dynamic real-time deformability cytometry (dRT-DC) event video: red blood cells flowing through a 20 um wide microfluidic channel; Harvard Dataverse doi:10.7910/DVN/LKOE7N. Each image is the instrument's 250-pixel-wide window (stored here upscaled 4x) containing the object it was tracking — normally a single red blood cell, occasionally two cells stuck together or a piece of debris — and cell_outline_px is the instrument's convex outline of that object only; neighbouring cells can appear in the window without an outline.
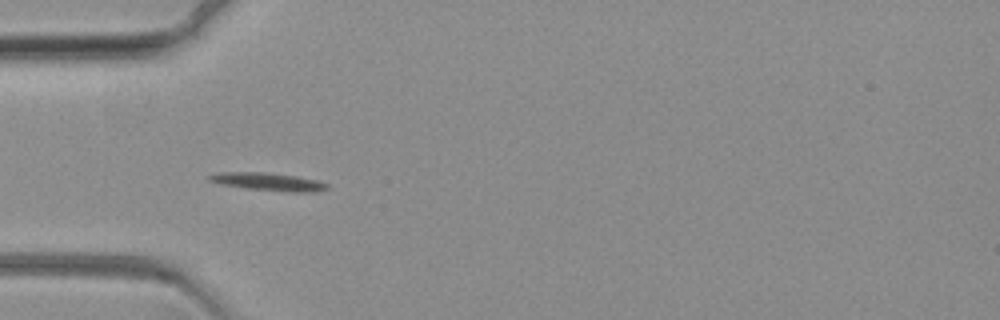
{"species": "common noctule bat (a hibernating species)", "species_latin": "Nyctalus noctula", "temperature_condition": "warm", "stored_images_in_passage": 28, "camera_frame_rate_fps": 3000, "um_per_image_px": 0.085, "animal": {"sex": "female", "body_mass_g": 19.3, "forearm_length_mm": 54.1}, "frame": {"image": 1, "passage_image": 24, "time_ms": 7.667, "image_size_px": [1000, 320], "cell_outline_px": [[328, 188], [316, 192], [292, 192], [248, 188], [220, 184], [208, 180], [208, 176], [220, 172], [264, 172], [296, 176], [320, 180], [328, 184]], "centroid_in_image_um": [22.85, 15.44], "position_along_channel_um": 62.1, "area_um2": 12.2}}
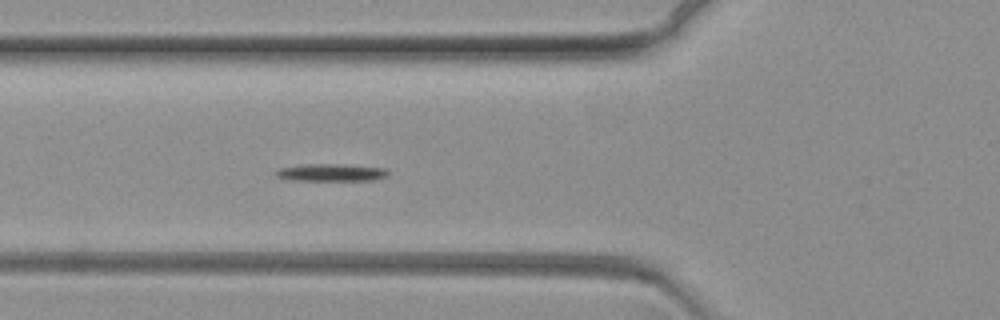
{"frame": {"image": 2, "passage_image": 28, "time_ms": 9.0, "image_size_px": [1000, 320], "cell_outline_px": [[388, 176], [376, 180], [288, 180], [276, 176], [272, 172], [280, 168], [304, 164], [340, 164], [388, 168]], "centroid_in_image_um": [28.15, 14.66], "position_along_channel_um": 97.7, "area_um2": 11.5}}